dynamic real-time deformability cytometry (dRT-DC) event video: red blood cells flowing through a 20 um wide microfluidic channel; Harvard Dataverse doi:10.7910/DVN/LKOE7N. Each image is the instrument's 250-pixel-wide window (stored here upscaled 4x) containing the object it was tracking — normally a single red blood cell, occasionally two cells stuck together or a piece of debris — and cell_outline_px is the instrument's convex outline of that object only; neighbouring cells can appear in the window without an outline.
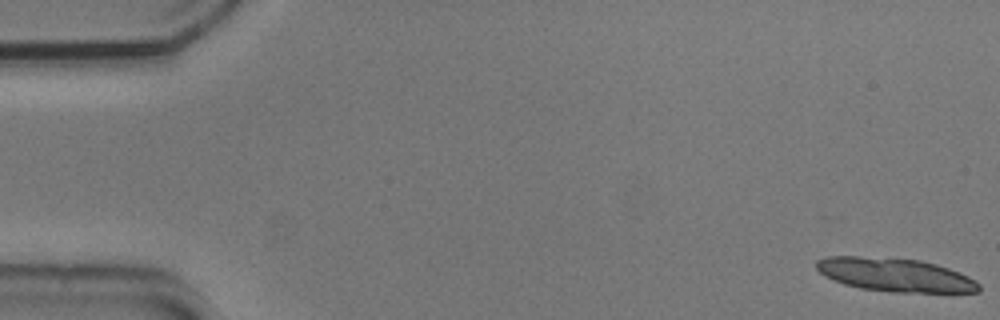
{"species": "common noctule bat (a hibernating species)", "species_latin": "Nyctalus noctula", "temperature_condition": "cold", "stored_images_in_passage": 15, "camera_frame_rate_fps": 3000, "um_per_image_px": 0.085, "animal": {"sex": "male", "body_mass_g": 20.5, "forearm_length_mm": 52.5}, "frame": {"image": 1, "passage_image": 1, "time_ms": 0.0, "image_size_px": [1000, 320], "cell_outline_px": [[980, 292], [892, 292], [860, 288], [844, 284], [824, 276], [816, 268], [816, 260], [828, 256], [860, 256], [920, 260], [936, 264], [960, 272], [976, 280], [980, 284]], "centroid_in_image_um": [76.09, 23.36], "position_along_channel_um": 8.9, "area_um2": 31.73}}